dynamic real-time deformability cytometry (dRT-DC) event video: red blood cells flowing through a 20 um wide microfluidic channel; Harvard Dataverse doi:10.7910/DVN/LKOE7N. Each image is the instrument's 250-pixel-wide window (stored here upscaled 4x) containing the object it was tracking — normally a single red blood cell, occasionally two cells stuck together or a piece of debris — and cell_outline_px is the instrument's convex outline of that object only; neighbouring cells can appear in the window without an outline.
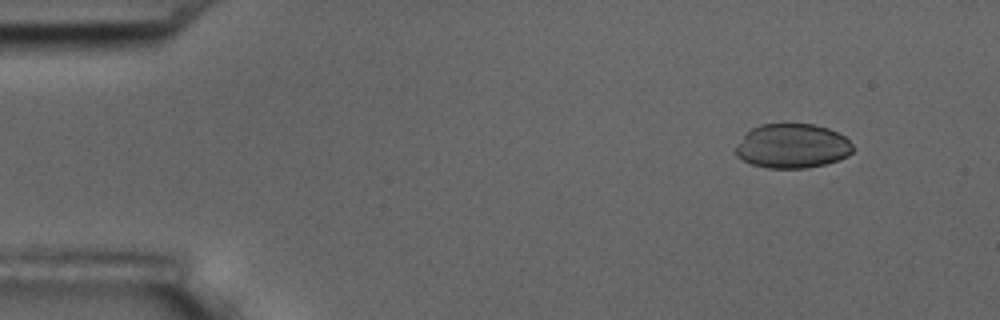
{"species": "common noctule bat (a hibernating species)", "species_latin": "Nyctalus noctula", "temperature_condition": "room temperature", "stored_images_in_passage": 5, "camera_frame_rate_fps": 3000, "um_per_image_px": 0.085, "animal": {"sex": "male", "body_mass_g": 17.5, "forearm_length_mm": 52.3}, "frame": {"image": 1, "passage_image": 2, "time_ms": 0.333, "image_size_px": [1000, 320], "cell_outline_px": [[856, 148], [848, 156], [824, 164], [804, 168], [768, 168], [752, 164], [736, 156], [736, 144], [752, 128], [760, 124], [812, 124], [828, 128], [844, 136]], "centroid_in_image_um": [67.35, 12.41], "position_along_channel_um": 17.6, "area_um2": 30.17}}
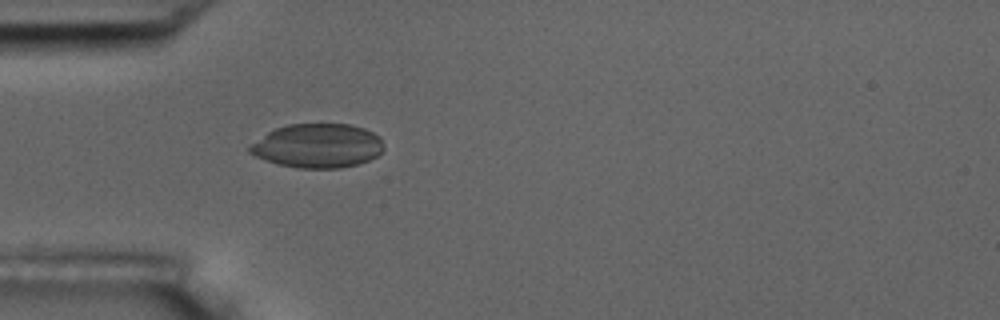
{"frame": {"image": 2, "passage_image": 5, "time_ms": 1.333, "image_size_px": [1000, 320], "cell_outline_px": [[384, 148], [376, 156], [368, 160], [356, 164], [340, 168], [300, 168], [280, 164], [256, 156], [248, 152], [248, 144], [268, 132], [276, 128], [288, 124], [352, 124], [364, 128], [380, 136]], "centroid_in_image_um": [26.99, 12.38], "position_along_channel_um": 58.0, "area_um2": 34.33}}